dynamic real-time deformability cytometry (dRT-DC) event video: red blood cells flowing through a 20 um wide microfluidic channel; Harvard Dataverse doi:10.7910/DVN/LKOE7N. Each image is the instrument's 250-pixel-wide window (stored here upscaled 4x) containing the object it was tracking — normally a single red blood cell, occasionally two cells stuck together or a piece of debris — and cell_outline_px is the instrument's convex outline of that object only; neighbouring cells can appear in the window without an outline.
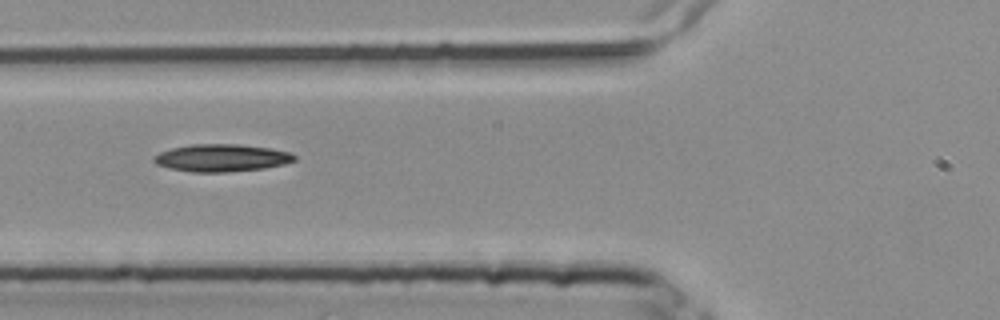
{"species": "common noctule bat (a hibernating species)", "species_latin": "Nyctalus noctula", "temperature_condition": "room temperature", "stored_images_in_passage": 5, "camera_frame_rate_fps": 3000, "um_per_image_px": 0.085, "animal": {"sex": "female", "body_mass_g": 25.1}, "frame": {"image": 1, "passage_image": 5, "time_ms": 1.333, "image_size_px": [1000, 320], "cell_outline_px": [[296, 160], [284, 164], [264, 168], [228, 172], [192, 172], [168, 168], [156, 164], [152, 160], [152, 156], [160, 152], [172, 148], [192, 144], [240, 144], [272, 148], [292, 152], [296, 156]], "centroid_in_image_um": [18.84, 13.41], "position_along_channel_um": 107.0, "area_um2": 22.72}}